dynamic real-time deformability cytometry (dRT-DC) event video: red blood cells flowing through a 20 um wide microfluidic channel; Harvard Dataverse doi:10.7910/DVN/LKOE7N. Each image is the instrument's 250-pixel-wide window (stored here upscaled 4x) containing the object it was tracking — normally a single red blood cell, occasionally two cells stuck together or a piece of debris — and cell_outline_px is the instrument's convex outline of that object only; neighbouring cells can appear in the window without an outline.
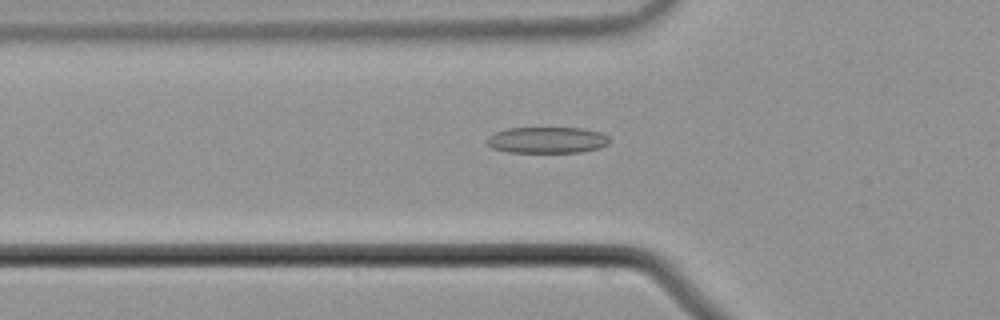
{"species": "common noctule bat (a hibernating species)", "species_latin": "Nyctalus noctula", "temperature_condition": "cold", "stored_images_in_passage": 49, "camera_frame_rate_fps": 3000, "um_per_image_px": 0.085, "animal": {"sex": "male", "body_mass_g": 21.5, "forearm_length_mm": 52.0}, "frame": {"image": 1, "passage_image": 19, "time_ms": 6.0, "image_size_px": [1000, 320], "cell_outline_px": [[608, 144], [600, 148], [580, 152], [508, 152], [492, 148], [484, 140], [488, 136], [496, 132], [508, 128], [584, 128], [600, 132], [608, 136]], "centroid_in_image_um": [46.49, 11.9], "position_along_channel_um": 79.3, "area_um2": 18.79}}
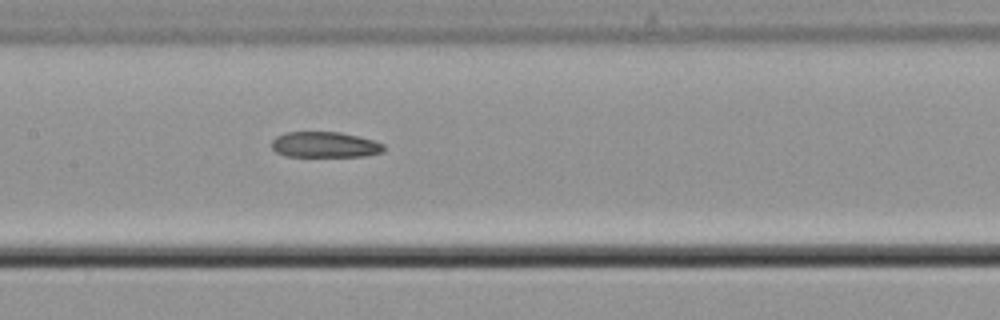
{"frame": {"image": 2, "passage_image": 27, "time_ms": 8.667, "image_size_px": [1000, 320], "cell_outline_px": [[384, 148], [380, 152], [364, 156], [284, 156], [276, 152], [272, 148], [272, 140], [276, 136], [284, 132], [340, 132], [372, 140], [384, 144]], "centroid_in_image_um": [27.55, 12.29], "position_along_channel_um": 179.8, "area_um2": 16.65}}
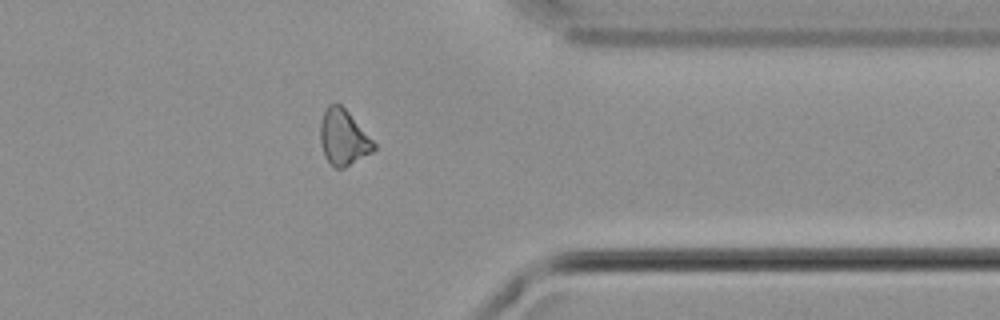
{"frame": {"image": 3, "passage_image": 44, "time_ms": 14.333, "image_size_px": [1000, 320], "cell_outline_px": [[376, 148], [372, 152], [344, 168], [336, 168], [324, 156], [320, 144], [320, 120], [328, 104], [340, 104], [348, 112], [376, 144]], "centroid_in_image_um": [29.16, 11.69], "position_along_channel_um": 382.2, "area_um2": 17.17}}